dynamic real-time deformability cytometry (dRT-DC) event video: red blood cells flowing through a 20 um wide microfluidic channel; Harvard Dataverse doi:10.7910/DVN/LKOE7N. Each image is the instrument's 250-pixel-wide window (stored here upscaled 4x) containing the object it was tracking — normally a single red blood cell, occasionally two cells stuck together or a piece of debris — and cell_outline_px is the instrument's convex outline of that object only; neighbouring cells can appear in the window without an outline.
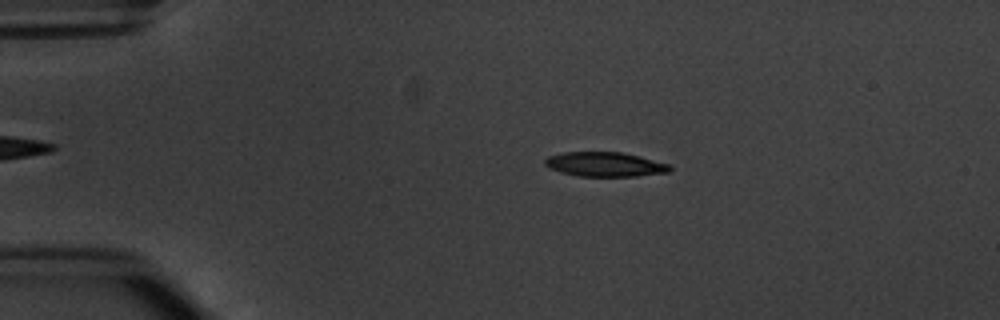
{"species": "common noctule bat (a hibernating species)", "species_latin": "Nyctalus noctula", "temperature_condition": "warm", "stored_images_in_passage": 5, "segment_of_instrument_passage": [1, 2], "camera_frame_rate_fps": 3000, "um_per_image_px": 0.085, "animal": {"sex": "male", "body_mass_g": 20.1, "forearm_length_mm": 53.5}, "frame": {"image": 1, "passage_image": 3, "time_ms": 2.333, "image_size_px": [1000, 320], "cell_outline_px": [[672, 168], [668, 172], [636, 176], [580, 176], [560, 172], [548, 168], [544, 164], [544, 160], [548, 156], [564, 152], [620, 152], [640, 156], [668, 164]], "centroid_in_image_um": [51.38, 13.97], "position_along_channel_um": 33.6, "area_um2": 17.74}}